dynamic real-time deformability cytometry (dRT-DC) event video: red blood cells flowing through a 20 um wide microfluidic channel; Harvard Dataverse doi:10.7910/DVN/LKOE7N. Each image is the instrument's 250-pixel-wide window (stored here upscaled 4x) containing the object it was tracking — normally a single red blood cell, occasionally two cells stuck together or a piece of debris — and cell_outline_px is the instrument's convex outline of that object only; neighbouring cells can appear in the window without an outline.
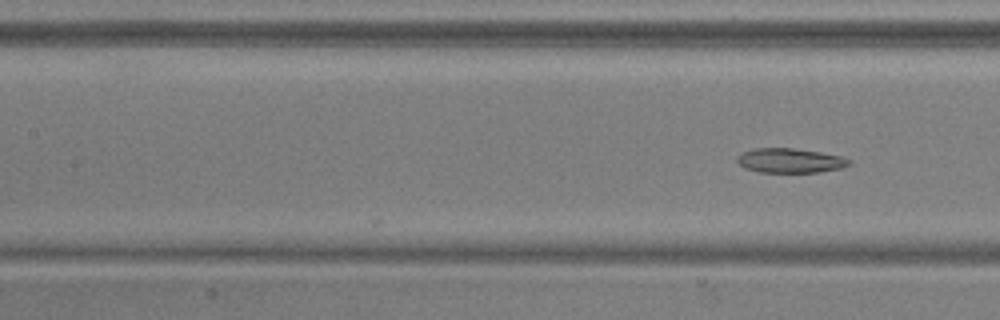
{"species": "common noctule bat (a hibernating species)", "species_latin": "Nyctalus noctula", "temperature_condition": "warm", "stored_images_in_passage": 24, "camera_frame_rate_fps": 3000, "um_per_image_px": 0.085, "animal": {"sex": "male", "body_mass_g": 20.5, "forearm_length_mm": 52.5}, "frame": {"image": 1, "passage_image": 24, "time_ms": 7.667, "image_size_px": [1000, 320], "cell_outline_px": [[852, 164], [840, 168], [820, 172], [760, 172], [744, 168], [736, 160], [736, 156], [752, 148], [792, 148], [820, 152], [840, 156], [852, 160]], "centroid_in_image_um": [67.15, 13.65], "position_along_channel_um": 140.2, "area_um2": 16.01}}